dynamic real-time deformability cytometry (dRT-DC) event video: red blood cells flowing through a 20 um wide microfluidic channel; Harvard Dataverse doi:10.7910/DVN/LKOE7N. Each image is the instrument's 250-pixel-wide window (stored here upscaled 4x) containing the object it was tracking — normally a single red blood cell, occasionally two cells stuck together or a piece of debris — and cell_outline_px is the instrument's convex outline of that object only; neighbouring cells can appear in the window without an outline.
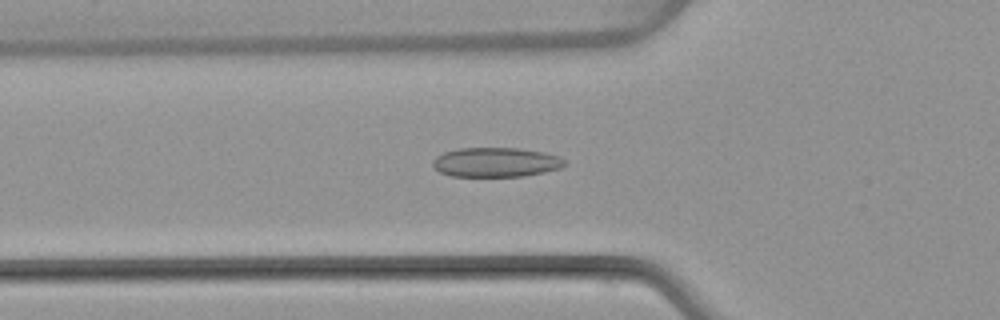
{"species": "common noctule bat (a hibernating species)", "species_latin": "Nyctalus noctula", "temperature_condition": "warm", "stored_images_in_passage": 49, "camera_frame_rate_fps": 3000, "um_per_image_px": 0.085, "animal": {"sex": "female", "body_mass_g": 22.7, "forearm_length_mm": 54.2}, "frame": {"image": 1, "passage_image": 16, "time_ms": 5.0, "image_size_px": [1000, 320], "cell_outline_px": [[568, 164], [560, 168], [544, 172], [524, 176], [452, 176], [440, 172], [432, 164], [432, 160], [436, 156], [444, 152], [456, 148], [520, 148], [544, 152], [560, 156]], "centroid_in_image_um": [42.16, 13.78], "position_along_channel_um": 83.6, "area_um2": 22.77}}
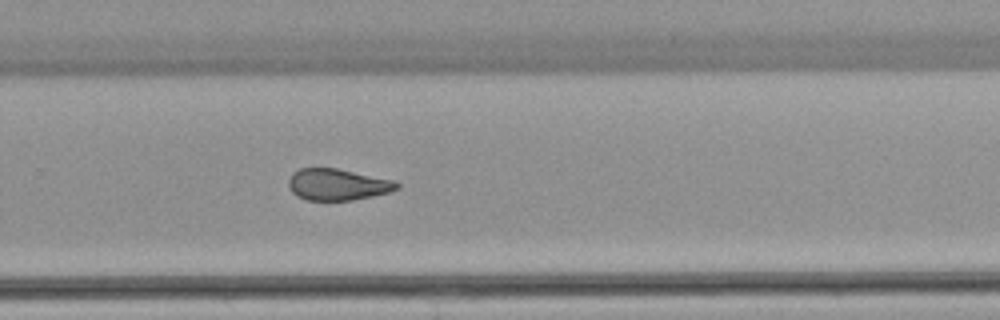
{"frame": {"image": 2, "passage_image": 32, "time_ms": 10.333, "image_size_px": [1000, 320], "cell_outline_px": [[400, 188], [392, 192], [352, 200], [308, 200], [296, 196], [292, 192], [288, 184], [288, 180], [292, 172], [300, 168], [336, 168], [396, 180], [400, 184]], "centroid_in_image_um": [28.72, 15.68], "position_along_channel_um": 301.1, "area_um2": 20.11}}
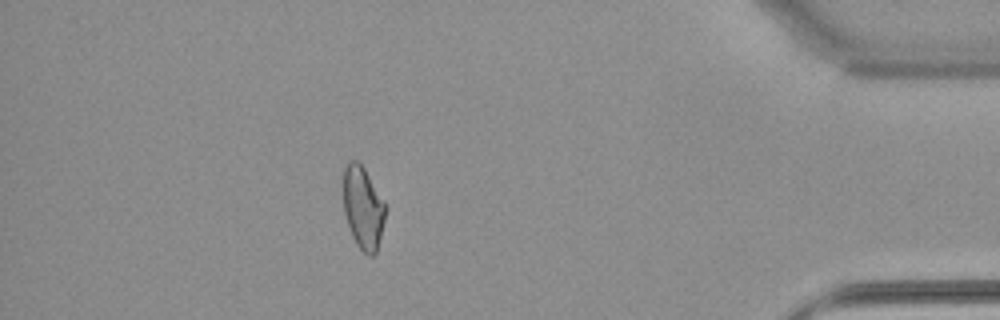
{"frame": {"image": 3, "passage_image": 43, "time_ms": 14.0, "image_size_px": [1000, 320], "cell_outline_px": [[384, 220], [376, 252], [372, 256], [368, 256], [356, 244], [352, 236], [344, 212], [340, 180], [344, 168], [348, 160], [356, 160], [364, 168], [384, 200]], "centroid_in_image_um": [30.79, 17.59], "position_along_channel_um": 404.4, "area_um2": 20.52}, "authors_computed_cell_mechanics": {"area_um2": 21.675, "velocity_mm_per_s": 4.079, "shape_relaxation_time_tau1_ms": null, "shape_relaxation_time_tau2_ms": 1.9698, "deformation_change_tau1": null, "deformation_change_tau2": 0.0842}}